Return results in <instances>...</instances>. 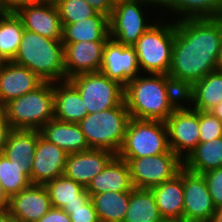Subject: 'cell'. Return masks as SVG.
Segmentation results:
<instances>
[{"label":"cell","mask_w":222,"mask_h":222,"mask_svg":"<svg viewBox=\"0 0 222 222\" xmlns=\"http://www.w3.org/2000/svg\"><path fill=\"white\" fill-rule=\"evenodd\" d=\"M222 44V17L175 22L172 63L168 75L193 84L216 70Z\"/></svg>","instance_id":"cell-1"},{"label":"cell","mask_w":222,"mask_h":222,"mask_svg":"<svg viewBox=\"0 0 222 222\" xmlns=\"http://www.w3.org/2000/svg\"><path fill=\"white\" fill-rule=\"evenodd\" d=\"M13 62L30 69L44 82L67 80L61 39H50L24 29Z\"/></svg>","instance_id":"cell-2"},{"label":"cell","mask_w":222,"mask_h":222,"mask_svg":"<svg viewBox=\"0 0 222 222\" xmlns=\"http://www.w3.org/2000/svg\"><path fill=\"white\" fill-rule=\"evenodd\" d=\"M124 102L135 119L165 122L174 111L165 92L164 74H140L129 81L124 86Z\"/></svg>","instance_id":"cell-3"},{"label":"cell","mask_w":222,"mask_h":222,"mask_svg":"<svg viewBox=\"0 0 222 222\" xmlns=\"http://www.w3.org/2000/svg\"><path fill=\"white\" fill-rule=\"evenodd\" d=\"M159 16H156L157 21L133 45L141 74L165 75L169 73L171 67L175 21L172 22L168 17L166 19L165 15ZM160 18L169 21L165 23Z\"/></svg>","instance_id":"cell-4"},{"label":"cell","mask_w":222,"mask_h":222,"mask_svg":"<svg viewBox=\"0 0 222 222\" xmlns=\"http://www.w3.org/2000/svg\"><path fill=\"white\" fill-rule=\"evenodd\" d=\"M11 129L41 130L54 118V82H44L32 92L2 107Z\"/></svg>","instance_id":"cell-5"},{"label":"cell","mask_w":222,"mask_h":222,"mask_svg":"<svg viewBox=\"0 0 222 222\" xmlns=\"http://www.w3.org/2000/svg\"><path fill=\"white\" fill-rule=\"evenodd\" d=\"M131 117L123 101L119 106L87 114L78 124L90 148L118 154Z\"/></svg>","instance_id":"cell-6"},{"label":"cell","mask_w":222,"mask_h":222,"mask_svg":"<svg viewBox=\"0 0 222 222\" xmlns=\"http://www.w3.org/2000/svg\"><path fill=\"white\" fill-rule=\"evenodd\" d=\"M170 150L165 122L131 118L118 152L119 158H141Z\"/></svg>","instance_id":"cell-7"},{"label":"cell","mask_w":222,"mask_h":222,"mask_svg":"<svg viewBox=\"0 0 222 222\" xmlns=\"http://www.w3.org/2000/svg\"><path fill=\"white\" fill-rule=\"evenodd\" d=\"M146 6L151 9L156 8L153 0L116 2L109 18L110 38L120 44L133 46L156 21L153 18L151 21L150 17L147 19L149 14L146 12L148 8L144 9Z\"/></svg>","instance_id":"cell-8"},{"label":"cell","mask_w":222,"mask_h":222,"mask_svg":"<svg viewBox=\"0 0 222 222\" xmlns=\"http://www.w3.org/2000/svg\"><path fill=\"white\" fill-rule=\"evenodd\" d=\"M68 80L79 91L88 114L117 107L124 101V86L101 72L79 74Z\"/></svg>","instance_id":"cell-9"},{"label":"cell","mask_w":222,"mask_h":222,"mask_svg":"<svg viewBox=\"0 0 222 222\" xmlns=\"http://www.w3.org/2000/svg\"><path fill=\"white\" fill-rule=\"evenodd\" d=\"M120 159L128 163L133 186L139 189H151L169 181L183 168V160L171 149L153 156Z\"/></svg>","instance_id":"cell-10"},{"label":"cell","mask_w":222,"mask_h":222,"mask_svg":"<svg viewBox=\"0 0 222 222\" xmlns=\"http://www.w3.org/2000/svg\"><path fill=\"white\" fill-rule=\"evenodd\" d=\"M165 124L170 149L184 160L200 142L199 111L174 110Z\"/></svg>","instance_id":"cell-11"},{"label":"cell","mask_w":222,"mask_h":222,"mask_svg":"<svg viewBox=\"0 0 222 222\" xmlns=\"http://www.w3.org/2000/svg\"><path fill=\"white\" fill-rule=\"evenodd\" d=\"M99 72L122 86L137 78L141 71L134 46L123 45L109 38L104 44Z\"/></svg>","instance_id":"cell-12"},{"label":"cell","mask_w":222,"mask_h":222,"mask_svg":"<svg viewBox=\"0 0 222 222\" xmlns=\"http://www.w3.org/2000/svg\"><path fill=\"white\" fill-rule=\"evenodd\" d=\"M183 220L186 222L211 221L216 209L202 174L183 167Z\"/></svg>","instance_id":"cell-13"},{"label":"cell","mask_w":222,"mask_h":222,"mask_svg":"<svg viewBox=\"0 0 222 222\" xmlns=\"http://www.w3.org/2000/svg\"><path fill=\"white\" fill-rule=\"evenodd\" d=\"M106 41H82L63 44L67 80L84 73L99 72Z\"/></svg>","instance_id":"cell-14"},{"label":"cell","mask_w":222,"mask_h":222,"mask_svg":"<svg viewBox=\"0 0 222 222\" xmlns=\"http://www.w3.org/2000/svg\"><path fill=\"white\" fill-rule=\"evenodd\" d=\"M51 208L46 187L31 184L10 197L8 210L16 222H37Z\"/></svg>","instance_id":"cell-15"},{"label":"cell","mask_w":222,"mask_h":222,"mask_svg":"<svg viewBox=\"0 0 222 222\" xmlns=\"http://www.w3.org/2000/svg\"><path fill=\"white\" fill-rule=\"evenodd\" d=\"M116 156L105 149H93L68 154L63 175L84 188Z\"/></svg>","instance_id":"cell-16"},{"label":"cell","mask_w":222,"mask_h":222,"mask_svg":"<svg viewBox=\"0 0 222 222\" xmlns=\"http://www.w3.org/2000/svg\"><path fill=\"white\" fill-rule=\"evenodd\" d=\"M68 154L57 145L49 142L42 135L33 157L30 181L32 184L45 185L64 173Z\"/></svg>","instance_id":"cell-17"},{"label":"cell","mask_w":222,"mask_h":222,"mask_svg":"<svg viewBox=\"0 0 222 222\" xmlns=\"http://www.w3.org/2000/svg\"><path fill=\"white\" fill-rule=\"evenodd\" d=\"M15 13L24 29L50 39H62L63 26L54 2L40 1L21 7Z\"/></svg>","instance_id":"cell-18"},{"label":"cell","mask_w":222,"mask_h":222,"mask_svg":"<svg viewBox=\"0 0 222 222\" xmlns=\"http://www.w3.org/2000/svg\"><path fill=\"white\" fill-rule=\"evenodd\" d=\"M43 83L30 69L8 61L0 71V108L12 99L34 91Z\"/></svg>","instance_id":"cell-19"},{"label":"cell","mask_w":222,"mask_h":222,"mask_svg":"<svg viewBox=\"0 0 222 222\" xmlns=\"http://www.w3.org/2000/svg\"><path fill=\"white\" fill-rule=\"evenodd\" d=\"M134 188L129 165L117 155L97 174L86 190L89 196L105 192L131 191Z\"/></svg>","instance_id":"cell-20"},{"label":"cell","mask_w":222,"mask_h":222,"mask_svg":"<svg viewBox=\"0 0 222 222\" xmlns=\"http://www.w3.org/2000/svg\"><path fill=\"white\" fill-rule=\"evenodd\" d=\"M88 114L77 88L69 81L54 82V118L79 123Z\"/></svg>","instance_id":"cell-21"},{"label":"cell","mask_w":222,"mask_h":222,"mask_svg":"<svg viewBox=\"0 0 222 222\" xmlns=\"http://www.w3.org/2000/svg\"><path fill=\"white\" fill-rule=\"evenodd\" d=\"M40 132L45 139L62 148L67 154L90 149L78 123H67L53 118Z\"/></svg>","instance_id":"cell-22"},{"label":"cell","mask_w":222,"mask_h":222,"mask_svg":"<svg viewBox=\"0 0 222 222\" xmlns=\"http://www.w3.org/2000/svg\"><path fill=\"white\" fill-rule=\"evenodd\" d=\"M156 8L170 10L173 20L220 18L222 17V0H153ZM161 8H160V7ZM174 15H176L175 18Z\"/></svg>","instance_id":"cell-23"},{"label":"cell","mask_w":222,"mask_h":222,"mask_svg":"<svg viewBox=\"0 0 222 222\" xmlns=\"http://www.w3.org/2000/svg\"><path fill=\"white\" fill-rule=\"evenodd\" d=\"M164 219L183 220V168L173 179L151 188Z\"/></svg>","instance_id":"cell-24"},{"label":"cell","mask_w":222,"mask_h":222,"mask_svg":"<svg viewBox=\"0 0 222 222\" xmlns=\"http://www.w3.org/2000/svg\"><path fill=\"white\" fill-rule=\"evenodd\" d=\"M62 26L61 42L63 44L82 41H107L110 38L109 18L101 13Z\"/></svg>","instance_id":"cell-25"},{"label":"cell","mask_w":222,"mask_h":222,"mask_svg":"<svg viewBox=\"0 0 222 222\" xmlns=\"http://www.w3.org/2000/svg\"><path fill=\"white\" fill-rule=\"evenodd\" d=\"M40 135L39 130L11 129L3 154L15 164L25 165L27 171L31 173L33 157Z\"/></svg>","instance_id":"cell-26"},{"label":"cell","mask_w":222,"mask_h":222,"mask_svg":"<svg viewBox=\"0 0 222 222\" xmlns=\"http://www.w3.org/2000/svg\"><path fill=\"white\" fill-rule=\"evenodd\" d=\"M44 186L54 208L83 206L90 200L86 188L64 175L47 182Z\"/></svg>","instance_id":"cell-27"},{"label":"cell","mask_w":222,"mask_h":222,"mask_svg":"<svg viewBox=\"0 0 222 222\" xmlns=\"http://www.w3.org/2000/svg\"><path fill=\"white\" fill-rule=\"evenodd\" d=\"M183 167L197 174L222 167V137L199 142L197 147L183 160Z\"/></svg>","instance_id":"cell-28"},{"label":"cell","mask_w":222,"mask_h":222,"mask_svg":"<svg viewBox=\"0 0 222 222\" xmlns=\"http://www.w3.org/2000/svg\"><path fill=\"white\" fill-rule=\"evenodd\" d=\"M163 219L151 189L133 188L130 191L129 205L123 222H161Z\"/></svg>","instance_id":"cell-29"},{"label":"cell","mask_w":222,"mask_h":222,"mask_svg":"<svg viewBox=\"0 0 222 222\" xmlns=\"http://www.w3.org/2000/svg\"><path fill=\"white\" fill-rule=\"evenodd\" d=\"M90 199L99 222H123L129 205L130 191L93 194Z\"/></svg>","instance_id":"cell-30"},{"label":"cell","mask_w":222,"mask_h":222,"mask_svg":"<svg viewBox=\"0 0 222 222\" xmlns=\"http://www.w3.org/2000/svg\"><path fill=\"white\" fill-rule=\"evenodd\" d=\"M222 101V72L214 70L193 84V107L211 111Z\"/></svg>","instance_id":"cell-31"},{"label":"cell","mask_w":222,"mask_h":222,"mask_svg":"<svg viewBox=\"0 0 222 222\" xmlns=\"http://www.w3.org/2000/svg\"><path fill=\"white\" fill-rule=\"evenodd\" d=\"M24 27L16 13L3 12L0 14V53L13 61L22 40Z\"/></svg>","instance_id":"cell-32"},{"label":"cell","mask_w":222,"mask_h":222,"mask_svg":"<svg viewBox=\"0 0 222 222\" xmlns=\"http://www.w3.org/2000/svg\"><path fill=\"white\" fill-rule=\"evenodd\" d=\"M0 181L6 194L11 197L31 185L26 166H19L0 154Z\"/></svg>","instance_id":"cell-33"},{"label":"cell","mask_w":222,"mask_h":222,"mask_svg":"<svg viewBox=\"0 0 222 222\" xmlns=\"http://www.w3.org/2000/svg\"><path fill=\"white\" fill-rule=\"evenodd\" d=\"M165 92L173 110H190L193 107V83L165 74ZM187 102V103H186Z\"/></svg>","instance_id":"cell-34"},{"label":"cell","mask_w":222,"mask_h":222,"mask_svg":"<svg viewBox=\"0 0 222 222\" xmlns=\"http://www.w3.org/2000/svg\"><path fill=\"white\" fill-rule=\"evenodd\" d=\"M55 5L62 25L72 24L98 13L86 0H57Z\"/></svg>","instance_id":"cell-35"},{"label":"cell","mask_w":222,"mask_h":222,"mask_svg":"<svg viewBox=\"0 0 222 222\" xmlns=\"http://www.w3.org/2000/svg\"><path fill=\"white\" fill-rule=\"evenodd\" d=\"M200 142L222 137V123L211 111H199Z\"/></svg>","instance_id":"cell-36"},{"label":"cell","mask_w":222,"mask_h":222,"mask_svg":"<svg viewBox=\"0 0 222 222\" xmlns=\"http://www.w3.org/2000/svg\"><path fill=\"white\" fill-rule=\"evenodd\" d=\"M208 186L215 207L222 206V167L202 174Z\"/></svg>","instance_id":"cell-37"},{"label":"cell","mask_w":222,"mask_h":222,"mask_svg":"<svg viewBox=\"0 0 222 222\" xmlns=\"http://www.w3.org/2000/svg\"><path fill=\"white\" fill-rule=\"evenodd\" d=\"M71 219V222H99L92 200L83 206L62 208Z\"/></svg>","instance_id":"cell-38"},{"label":"cell","mask_w":222,"mask_h":222,"mask_svg":"<svg viewBox=\"0 0 222 222\" xmlns=\"http://www.w3.org/2000/svg\"><path fill=\"white\" fill-rule=\"evenodd\" d=\"M37 222H71L70 216L61 208L52 207Z\"/></svg>","instance_id":"cell-39"},{"label":"cell","mask_w":222,"mask_h":222,"mask_svg":"<svg viewBox=\"0 0 222 222\" xmlns=\"http://www.w3.org/2000/svg\"><path fill=\"white\" fill-rule=\"evenodd\" d=\"M40 0H0L3 12L15 13L21 7L39 3Z\"/></svg>","instance_id":"cell-40"},{"label":"cell","mask_w":222,"mask_h":222,"mask_svg":"<svg viewBox=\"0 0 222 222\" xmlns=\"http://www.w3.org/2000/svg\"><path fill=\"white\" fill-rule=\"evenodd\" d=\"M98 13L110 18L114 3L111 0H86Z\"/></svg>","instance_id":"cell-41"},{"label":"cell","mask_w":222,"mask_h":222,"mask_svg":"<svg viewBox=\"0 0 222 222\" xmlns=\"http://www.w3.org/2000/svg\"><path fill=\"white\" fill-rule=\"evenodd\" d=\"M11 130L9 122L5 116L4 111L0 108V154L3 153V149L6 144V139Z\"/></svg>","instance_id":"cell-42"},{"label":"cell","mask_w":222,"mask_h":222,"mask_svg":"<svg viewBox=\"0 0 222 222\" xmlns=\"http://www.w3.org/2000/svg\"><path fill=\"white\" fill-rule=\"evenodd\" d=\"M10 197L6 194L0 181V210L9 209Z\"/></svg>","instance_id":"cell-43"},{"label":"cell","mask_w":222,"mask_h":222,"mask_svg":"<svg viewBox=\"0 0 222 222\" xmlns=\"http://www.w3.org/2000/svg\"><path fill=\"white\" fill-rule=\"evenodd\" d=\"M0 222H16L10 215L8 209L0 210Z\"/></svg>","instance_id":"cell-44"},{"label":"cell","mask_w":222,"mask_h":222,"mask_svg":"<svg viewBox=\"0 0 222 222\" xmlns=\"http://www.w3.org/2000/svg\"><path fill=\"white\" fill-rule=\"evenodd\" d=\"M210 222H222V206L215 209Z\"/></svg>","instance_id":"cell-45"},{"label":"cell","mask_w":222,"mask_h":222,"mask_svg":"<svg viewBox=\"0 0 222 222\" xmlns=\"http://www.w3.org/2000/svg\"><path fill=\"white\" fill-rule=\"evenodd\" d=\"M211 112L221 121L222 123V101L214 107Z\"/></svg>","instance_id":"cell-46"},{"label":"cell","mask_w":222,"mask_h":222,"mask_svg":"<svg viewBox=\"0 0 222 222\" xmlns=\"http://www.w3.org/2000/svg\"><path fill=\"white\" fill-rule=\"evenodd\" d=\"M216 70L222 72V44L216 62Z\"/></svg>","instance_id":"cell-47"},{"label":"cell","mask_w":222,"mask_h":222,"mask_svg":"<svg viewBox=\"0 0 222 222\" xmlns=\"http://www.w3.org/2000/svg\"><path fill=\"white\" fill-rule=\"evenodd\" d=\"M8 63V60L0 53V71L5 67Z\"/></svg>","instance_id":"cell-48"},{"label":"cell","mask_w":222,"mask_h":222,"mask_svg":"<svg viewBox=\"0 0 222 222\" xmlns=\"http://www.w3.org/2000/svg\"><path fill=\"white\" fill-rule=\"evenodd\" d=\"M161 222H186L185 220L163 219Z\"/></svg>","instance_id":"cell-49"},{"label":"cell","mask_w":222,"mask_h":222,"mask_svg":"<svg viewBox=\"0 0 222 222\" xmlns=\"http://www.w3.org/2000/svg\"><path fill=\"white\" fill-rule=\"evenodd\" d=\"M40 1H43V2H56L57 0H40Z\"/></svg>","instance_id":"cell-50"},{"label":"cell","mask_w":222,"mask_h":222,"mask_svg":"<svg viewBox=\"0 0 222 222\" xmlns=\"http://www.w3.org/2000/svg\"><path fill=\"white\" fill-rule=\"evenodd\" d=\"M114 4L116 3V2H119V1H126V0H111Z\"/></svg>","instance_id":"cell-51"},{"label":"cell","mask_w":222,"mask_h":222,"mask_svg":"<svg viewBox=\"0 0 222 222\" xmlns=\"http://www.w3.org/2000/svg\"><path fill=\"white\" fill-rule=\"evenodd\" d=\"M0 12H3V9H2V7H1V4H0Z\"/></svg>","instance_id":"cell-52"}]
</instances>
